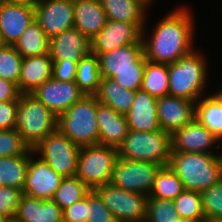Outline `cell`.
I'll list each match as a JSON object with an SVG mask.
<instances>
[{
	"mask_svg": "<svg viewBox=\"0 0 222 222\" xmlns=\"http://www.w3.org/2000/svg\"><path fill=\"white\" fill-rule=\"evenodd\" d=\"M186 6L176 8L156 23L151 36L142 30L143 53L147 61L172 64L188 55L193 47L195 20Z\"/></svg>",
	"mask_w": 222,
	"mask_h": 222,
	"instance_id": "6da1fadb",
	"label": "cell"
},
{
	"mask_svg": "<svg viewBox=\"0 0 222 222\" xmlns=\"http://www.w3.org/2000/svg\"><path fill=\"white\" fill-rule=\"evenodd\" d=\"M169 166L184 190L202 192L222 178V155L218 153L171 152Z\"/></svg>",
	"mask_w": 222,
	"mask_h": 222,
	"instance_id": "7a4b0ae2",
	"label": "cell"
},
{
	"mask_svg": "<svg viewBox=\"0 0 222 222\" xmlns=\"http://www.w3.org/2000/svg\"><path fill=\"white\" fill-rule=\"evenodd\" d=\"M206 61L205 56L194 49L176 62L168 64L169 95L198 101L205 94L206 80L209 79Z\"/></svg>",
	"mask_w": 222,
	"mask_h": 222,
	"instance_id": "3957f363",
	"label": "cell"
},
{
	"mask_svg": "<svg viewBox=\"0 0 222 222\" xmlns=\"http://www.w3.org/2000/svg\"><path fill=\"white\" fill-rule=\"evenodd\" d=\"M57 129L79 147L99 144L97 99L85 95L57 117Z\"/></svg>",
	"mask_w": 222,
	"mask_h": 222,
	"instance_id": "277c9868",
	"label": "cell"
},
{
	"mask_svg": "<svg viewBox=\"0 0 222 222\" xmlns=\"http://www.w3.org/2000/svg\"><path fill=\"white\" fill-rule=\"evenodd\" d=\"M15 128L33 148L57 129V116L33 95L20 94Z\"/></svg>",
	"mask_w": 222,
	"mask_h": 222,
	"instance_id": "5b68a950",
	"label": "cell"
},
{
	"mask_svg": "<svg viewBox=\"0 0 222 222\" xmlns=\"http://www.w3.org/2000/svg\"><path fill=\"white\" fill-rule=\"evenodd\" d=\"M171 156V134L163 130L153 132L130 130L118 147V157L168 166Z\"/></svg>",
	"mask_w": 222,
	"mask_h": 222,
	"instance_id": "8992f818",
	"label": "cell"
},
{
	"mask_svg": "<svg viewBox=\"0 0 222 222\" xmlns=\"http://www.w3.org/2000/svg\"><path fill=\"white\" fill-rule=\"evenodd\" d=\"M117 158L118 148L115 147L100 144L81 147L76 177L91 190L108 184Z\"/></svg>",
	"mask_w": 222,
	"mask_h": 222,
	"instance_id": "52a82bcc",
	"label": "cell"
},
{
	"mask_svg": "<svg viewBox=\"0 0 222 222\" xmlns=\"http://www.w3.org/2000/svg\"><path fill=\"white\" fill-rule=\"evenodd\" d=\"M33 153L45 161L63 178L76 176L81 147L58 129L32 148Z\"/></svg>",
	"mask_w": 222,
	"mask_h": 222,
	"instance_id": "ba28073f",
	"label": "cell"
},
{
	"mask_svg": "<svg viewBox=\"0 0 222 222\" xmlns=\"http://www.w3.org/2000/svg\"><path fill=\"white\" fill-rule=\"evenodd\" d=\"M161 167V165L148 161L118 157L110 183L123 190L148 196Z\"/></svg>",
	"mask_w": 222,
	"mask_h": 222,
	"instance_id": "9c48e42d",
	"label": "cell"
},
{
	"mask_svg": "<svg viewBox=\"0 0 222 222\" xmlns=\"http://www.w3.org/2000/svg\"><path fill=\"white\" fill-rule=\"evenodd\" d=\"M95 190L117 222L145 221L148 196L123 190L111 183L98 186Z\"/></svg>",
	"mask_w": 222,
	"mask_h": 222,
	"instance_id": "30bf717a",
	"label": "cell"
},
{
	"mask_svg": "<svg viewBox=\"0 0 222 222\" xmlns=\"http://www.w3.org/2000/svg\"><path fill=\"white\" fill-rule=\"evenodd\" d=\"M34 11L35 21L49 38L74 27V0H40Z\"/></svg>",
	"mask_w": 222,
	"mask_h": 222,
	"instance_id": "8fae6325",
	"label": "cell"
},
{
	"mask_svg": "<svg viewBox=\"0 0 222 222\" xmlns=\"http://www.w3.org/2000/svg\"><path fill=\"white\" fill-rule=\"evenodd\" d=\"M30 94L44 103L57 117L86 95L75 81H59L53 77Z\"/></svg>",
	"mask_w": 222,
	"mask_h": 222,
	"instance_id": "7c38bea8",
	"label": "cell"
},
{
	"mask_svg": "<svg viewBox=\"0 0 222 222\" xmlns=\"http://www.w3.org/2000/svg\"><path fill=\"white\" fill-rule=\"evenodd\" d=\"M29 156L28 168L22 193L44 200L53 199L63 177L40 158Z\"/></svg>",
	"mask_w": 222,
	"mask_h": 222,
	"instance_id": "4fadbf2b",
	"label": "cell"
},
{
	"mask_svg": "<svg viewBox=\"0 0 222 222\" xmlns=\"http://www.w3.org/2000/svg\"><path fill=\"white\" fill-rule=\"evenodd\" d=\"M221 145V141L196 118L171 134V152L216 154L211 149H219Z\"/></svg>",
	"mask_w": 222,
	"mask_h": 222,
	"instance_id": "5bb4252c",
	"label": "cell"
},
{
	"mask_svg": "<svg viewBox=\"0 0 222 222\" xmlns=\"http://www.w3.org/2000/svg\"><path fill=\"white\" fill-rule=\"evenodd\" d=\"M142 30L133 23L107 20L104 28L91 40V53L100 55L116 48L142 42Z\"/></svg>",
	"mask_w": 222,
	"mask_h": 222,
	"instance_id": "9a60e30c",
	"label": "cell"
},
{
	"mask_svg": "<svg viewBox=\"0 0 222 222\" xmlns=\"http://www.w3.org/2000/svg\"><path fill=\"white\" fill-rule=\"evenodd\" d=\"M101 77L112 78L118 70L145 69L147 62L142 42L128 44L97 55Z\"/></svg>",
	"mask_w": 222,
	"mask_h": 222,
	"instance_id": "2e32d148",
	"label": "cell"
},
{
	"mask_svg": "<svg viewBox=\"0 0 222 222\" xmlns=\"http://www.w3.org/2000/svg\"><path fill=\"white\" fill-rule=\"evenodd\" d=\"M160 127L172 134L195 118V102L176 96L167 95L157 98Z\"/></svg>",
	"mask_w": 222,
	"mask_h": 222,
	"instance_id": "e0dca14e",
	"label": "cell"
},
{
	"mask_svg": "<svg viewBox=\"0 0 222 222\" xmlns=\"http://www.w3.org/2000/svg\"><path fill=\"white\" fill-rule=\"evenodd\" d=\"M34 21V9L0 0V33L6 45L14 46Z\"/></svg>",
	"mask_w": 222,
	"mask_h": 222,
	"instance_id": "ac0fdd59",
	"label": "cell"
},
{
	"mask_svg": "<svg viewBox=\"0 0 222 222\" xmlns=\"http://www.w3.org/2000/svg\"><path fill=\"white\" fill-rule=\"evenodd\" d=\"M91 41L78 29L72 27L50 38L49 55L53 61L79 62L91 53Z\"/></svg>",
	"mask_w": 222,
	"mask_h": 222,
	"instance_id": "d6986e66",
	"label": "cell"
},
{
	"mask_svg": "<svg viewBox=\"0 0 222 222\" xmlns=\"http://www.w3.org/2000/svg\"><path fill=\"white\" fill-rule=\"evenodd\" d=\"M125 117L130 130L145 132L162 130L158 118L157 99L142 89L135 91L132 107Z\"/></svg>",
	"mask_w": 222,
	"mask_h": 222,
	"instance_id": "ffe728a7",
	"label": "cell"
},
{
	"mask_svg": "<svg viewBox=\"0 0 222 222\" xmlns=\"http://www.w3.org/2000/svg\"><path fill=\"white\" fill-rule=\"evenodd\" d=\"M97 124L100 145L118 148L130 131L124 114L117 113L110 106L98 101Z\"/></svg>",
	"mask_w": 222,
	"mask_h": 222,
	"instance_id": "44dd1931",
	"label": "cell"
},
{
	"mask_svg": "<svg viewBox=\"0 0 222 222\" xmlns=\"http://www.w3.org/2000/svg\"><path fill=\"white\" fill-rule=\"evenodd\" d=\"M13 222H63V210L52 199L22 194Z\"/></svg>",
	"mask_w": 222,
	"mask_h": 222,
	"instance_id": "7402d4cb",
	"label": "cell"
},
{
	"mask_svg": "<svg viewBox=\"0 0 222 222\" xmlns=\"http://www.w3.org/2000/svg\"><path fill=\"white\" fill-rule=\"evenodd\" d=\"M53 60L49 54L23 58L18 90L21 94H30L46 80L52 77Z\"/></svg>",
	"mask_w": 222,
	"mask_h": 222,
	"instance_id": "603a6c76",
	"label": "cell"
},
{
	"mask_svg": "<svg viewBox=\"0 0 222 222\" xmlns=\"http://www.w3.org/2000/svg\"><path fill=\"white\" fill-rule=\"evenodd\" d=\"M74 27L90 41L107 23L100 0H74Z\"/></svg>",
	"mask_w": 222,
	"mask_h": 222,
	"instance_id": "cb8c5ba5",
	"label": "cell"
},
{
	"mask_svg": "<svg viewBox=\"0 0 222 222\" xmlns=\"http://www.w3.org/2000/svg\"><path fill=\"white\" fill-rule=\"evenodd\" d=\"M108 20L136 24L141 30L147 23L150 5L144 0H100Z\"/></svg>",
	"mask_w": 222,
	"mask_h": 222,
	"instance_id": "d4e9b609",
	"label": "cell"
},
{
	"mask_svg": "<svg viewBox=\"0 0 222 222\" xmlns=\"http://www.w3.org/2000/svg\"><path fill=\"white\" fill-rule=\"evenodd\" d=\"M135 91L126 89L111 78L101 77L97 92V101L110 106L117 113L126 114L132 107Z\"/></svg>",
	"mask_w": 222,
	"mask_h": 222,
	"instance_id": "484cf974",
	"label": "cell"
},
{
	"mask_svg": "<svg viewBox=\"0 0 222 222\" xmlns=\"http://www.w3.org/2000/svg\"><path fill=\"white\" fill-rule=\"evenodd\" d=\"M195 118L222 141V102L214 93L195 102Z\"/></svg>",
	"mask_w": 222,
	"mask_h": 222,
	"instance_id": "4316f807",
	"label": "cell"
},
{
	"mask_svg": "<svg viewBox=\"0 0 222 222\" xmlns=\"http://www.w3.org/2000/svg\"><path fill=\"white\" fill-rule=\"evenodd\" d=\"M31 148L22 156L0 157V184L23 191Z\"/></svg>",
	"mask_w": 222,
	"mask_h": 222,
	"instance_id": "83f0119b",
	"label": "cell"
},
{
	"mask_svg": "<svg viewBox=\"0 0 222 222\" xmlns=\"http://www.w3.org/2000/svg\"><path fill=\"white\" fill-rule=\"evenodd\" d=\"M50 38L34 21L15 43L14 48L23 57L49 54Z\"/></svg>",
	"mask_w": 222,
	"mask_h": 222,
	"instance_id": "f1b7e54d",
	"label": "cell"
},
{
	"mask_svg": "<svg viewBox=\"0 0 222 222\" xmlns=\"http://www.w3.org/2000/svg\"><path fill=\"white\" fill-rule=\"evenodd\" d=\"M141 89L156 99L169 95L168 64L147 61Z\"/></svg>",
	"mask_w": 222,
	"mask_h": 222,
	"instance_id": "f546056e",
	"label": "cell"
},
{
	"mask_svg": "<svg viewBox=\"0 0 222 222\" xmlns=\"http://www.w3.org/2000/svg\"><path fill=\"white\" fill-rule=\"evenodd\" d=\"M75 82L86 95H94L101 82L98 57L92 53L77 64Z\"/></svg>",
	"mask_w": 222,
	"mask_h": 222,
	"instance_id": "4dcf8cb0",
	"label": "cell"
},
{
	"mask_svg": "<svg viewBox=\"0 0 222 222\" xmlns=\"http://www.w3.org/2000/svg\"><path fill=\"white\" fill-rule=\"evenodd\" d=\"M184 191L182 181L168 166H162L158 171L149 197L157 199L174 200Z\"/></svg>",
	"mask_w": 222,
	"mask_h": 222,
	"instance_id": "1f68e13d",
	"label": "cell"
},
{
	"mask_svg": "<svg viewBox=\"0 0 222 222\" xmlns=\"http://www.w3.org/2000/svg\"><path fill=\"white\" fill-rule=\"evenodd\" d=\"M91 189L76 176L62 179L52 199L62 210L83 199Z\"/></svg>",
	"mask_w": 222,
	"mask_h": 222,
	"instance_id": "d6a6232c",
	"label": "cell"
},
{
	"mask_svg": "<svg viewBox=\"0 0 222 222\" xmlns=\"http://www.w3.org/2000/svg\"><path fill=\"white\" fill-rule=\"evenodd\" d=\"M173 203L179 218L205 219L200 192L184 190Z\"/></svg>",
	"mask_w": 222,
	"mask_h": 222,
	"instance_id": "836d02e7",
	"label": "cell"
},
{
	"mask_svg": "<svg viewBox=\"0 0 222 222\" xmlns=\"http://www.w3.org/2000/svg\"><path fill=\"white\" fill-rule=\"evenodd\" d=\"M206 222H222V178L200 192Z\"/></svg>",
	"mask_w": 222,
	"mask_h": 222,
	"instance_id": "e575fe53",
	"label": "cell"
},
{
	"mask_svg": "<svg viewBox=\"0 0 222 222\" xmlns=\"http://www.w3.org/2000/svg\"><path fill=\"white\" fill-rule=\"evenodd\" d=\"M173 200L147 198L146 219L144 222H178Z\"/></svg>",
	"mask_w": 222,
	"mask_h": 222,
	"instance_id": "d590c367",
	"label": "cell"
},
{
	"mask_svg": "<svg viewBox=\"0 0 222 222\" xmlns=\"http://www.w3.org/2000/svg\"><path fill=\"white\" fill-rule=\"evenodd\" d=\"M23 57L14 46L6 45L0 49V77L18 84Z\"/></svg>",
	"mask_w": 222,
	"mask_h": 222,
	"instance_id": "8d00e7d4",
	"label": "cell"
},
{
	"mask_svg": "<svg viewBox=\"0 0 222 222\" xmlns=\"http://www.w3.org/2000/svg\"><path fill=\"white\" fill-rule=\"evenodd\" d=\"M30 149L16 128L0 129V157L22 156Z\"/></svg>",
	"mask_w": 222,
	"mask_h": 222,
	"instance_id": "74e56055",
	"label": "cell"
},
{
	"mask_svg": "<svg viewBox=\"0 0 222 222\" xmlns=\"http://www.w3.org/2000/svg\"><path fill=\"white\" fill-rule=\"evenodd\" d=\"M86 222H117L96 190L87 193Z\"/></svg>",
	"mask_w": 222,
	"mask_h": 222,
	"instance_id": "f35d334b",
	"label": "cell"
},
{
	"mask_svg": "<svg viewBox=\"0 0 222 222\" xmlns=\"http://www.w3.org/2000/svg\"><path fill=\"white\" fill-rule=\"evenodd\" d=\"M22 194L17 188L7 186L0 188V217L9 221L14 220Z\"/></svg>",
	"mask_w": 222,
	"mask_h": 222,
	"instance_id": "ab89813d",
	"label": "cell"
},
{
	"mask_svg": "<svg viewBox=\"0 0 222 222\" xmlns=\"http://www.w3.org/2000/svg\"><path fill=\"white\" fill-rule=\"evenodd\" d=\"M143 75L144 69H125L118 70L111 79L126 89L136 91L142 87Z\"/></svg>",
	"mask_w": 222,
	"mask_h": 222,
	"instance_id": "60d3db41",
	"label": "cell"
},
{
	"mask_svg": "<svg viewBox=\"0 0 222 222\" xmlns=\"http://www.w3.org/2000/svg\"><path fill=\"white\" fill-rule=\"evenodd\" d=\"M76 61H53L52 77L59 81H75L77 71Z\"/></svg>",
	"mask_w": 222,
	"mask_h": 222,
	"instance_id": "b9f144b4",
	"label": "cell"
},
{
	"mask_svg": "<svg viewBox=\"0 0 222 222\" xmlns=\"http://www.w3.org/2000/svg\"><path fill=\"white\" fill-rule=\"evenodd\" d=\"M19 100L0 102V129H14Z\"/></svg>",
	"mask_w": 222,
	"mask_h": 222,
	"instance_id": "7bdbcfd3",
	"label": "cell"
},
{
	"mask_svg": "<svg viewBox=\"0 0 222 222\" xmlns=\"http://www.w3.org/2000/svg\"><path fill=\"white\" fill-rule=\"evenodd\" d=\"M87 195L78 202L63 209V222H86Z\"/></svg>",
	"mask_w": 222,
	"mask_h": 222,
	"instance_id": "ee69618b",
	"label": "cell"
},
{
	"mask_svg": "<svg viewBox=\"0 0 222 222\" xmlns=\"http://www.w3.org/2000/svg\"><path fill=\"white\" fill-rule=\"evenodd\" d=\"M20 94L14 82L0 77V102L19 100Z\"/></svg>",
	"mask_w": 222,
	"mask_h": 222,
	"instance_id": "f6af8a7d",
	"label": "cell"
},
{
	"mask_svg": "<svg viewBox=\"0 0 222 222\" xmlns=\"http://www.w3.org/2000/svg\"><path fill=\"white\" fill-rule=\"evenodd\" d=\"M10 4L22 5L35 9L40 0H3Z\"/></svg>",
	"mask_w": 222,
	"mask_h": 222,
	"instance_id": "bcb514c9",
	"label": "cell"
},
{
	"mask_svg": "<svg viewBox=\"0 0 222 222\" xmlns=\"http://www.w3.org/2000/svg\"><path fill=\"white\" fill-rule=\"evenodd\" d=\"M178 222H206L205 219L179 218Z\"/></svg>",
	"mask_w": 222,
	"mask_h": 222,
	"instance_id": "7dc6e473",
	"label": "cell"
},
{
	"mask_svg": "<svg viewBox=\"0 0 222 222\" xmlns=\"http://www.w3.org/2000/svg\"><path fill=\"white\" fill-rule=\"evenodd\" d=\"M5 46H6V43L4 42L3 37L0 33V49L4 48Z\"/></svg>",
	"mask_w": 222,
	"mask_h": 222,
	"instance_id": "c3c4849f",
	"label": "cell"
},
{
	"mask_svg": "<svg viewBox=\"0 0 222 222\" xmlns=\"http://www.w3.org/2000/svg\"><path fill=\"white\" fill-rule=\"evenodd\" d=\"M222 102V87L221 89H219V91H217V93H214Z\"/></svg>",
	"mask_w": 222,
	"mask_h": 222,
	"instance_id": "681fc988",
	"label": "cell"
},
{
	"mask_svg": "<svg viewBox=\"0 0 222 222\" xmlns=\"http://www.w3.org/2000/svg\"><path fill=\"white\" fill-rule=\"evenodd\" d=\"M0 222H10L8 219L0 217Z\"/></svg>",
	"mask_w": 222,
	"mask_h": 222,
	"instance_id": "f907efd6",
	"label": "cell"
},
{
	"mask_svg": "<svg viewBox=\"0 0 222 222\" xmlns=\"http://www.w3.org/2000/svg\"><path fill=\"white\" fill-rule=\"evenodd\" d=\"M145 2H147L149 5L151 4L152 5V2L154 1V0H144Z\"/></svg>",
	"mask_w": 222,
	"mask_h": 222,
	"instance_id": "816d5d0a",
	"label": "cell"
}]
</instances>
